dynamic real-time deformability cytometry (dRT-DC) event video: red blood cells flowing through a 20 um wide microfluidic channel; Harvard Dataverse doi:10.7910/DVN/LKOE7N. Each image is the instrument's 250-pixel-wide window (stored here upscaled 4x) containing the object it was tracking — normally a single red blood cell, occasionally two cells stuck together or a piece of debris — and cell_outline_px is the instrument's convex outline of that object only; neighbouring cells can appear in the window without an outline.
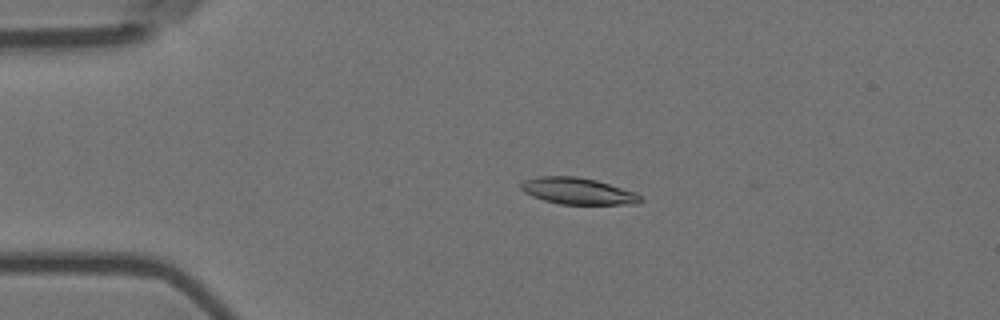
{"species": "Egyptian fruit bat (a non-hibernating species)", "species_latin": "Rousettus aegyptiacus", "temperature_condition": "room temperature", "stored_images_in_passage": 4, "camera_frame_rate_fps": 3000, "um_per_image_px": 0.085, "animal": {"sex": "female"}, "frame": {"image": 1, "passage_image": 3, "time_ms": 0.667, "image_size_px": [1000, 320], "cell_outline_px": [[644, 200], [640, 204], [560, 204], [544, 200], [532, 196], [524, 192], [520, 188], [520, 184], [524, 180], [540, 176], [576, 176], [596, 180], [636, 192], [644, 196]], "centroid_in_image_um": [49.17, 16.24], "position_along_channel_um": 35.8, "area_um2": 18.67}}